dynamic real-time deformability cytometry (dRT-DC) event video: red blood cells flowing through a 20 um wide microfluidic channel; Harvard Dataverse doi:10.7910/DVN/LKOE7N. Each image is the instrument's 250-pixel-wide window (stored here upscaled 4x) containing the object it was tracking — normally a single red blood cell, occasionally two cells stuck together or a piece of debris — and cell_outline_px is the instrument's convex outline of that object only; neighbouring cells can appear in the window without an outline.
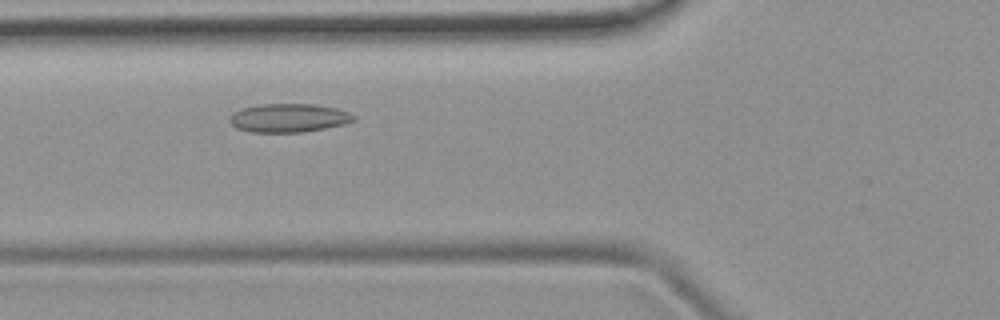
{"species": "common noctule bat (a hibernating species)", "species_latin": "Nyctalus noctula", "temperature_condition": "room temperature", "stored_images_in_passage": 31, "camera_frame_rate_fps": 3000, "um_per_image_px": 0.085, "animal": {"sex": "female", "body_mass_g": 19.9}, "frame": {"image": 1, "passage_image": 3, "time_ms": 0.667, "image_size_px": [1000, 320], "cell_outline_px": [[356, 120], [344, 124], [304, 132], [252, 132], [236, 128], [228, 120], [236, 112], [244, 108], [260, 104], [312, 104], [336, 108], [348, 112], [356, 116]], "centroid_in_image_um": [24.57, 10.03], "position_along_channel_um": 101.2, "area_um2": 20.46}}
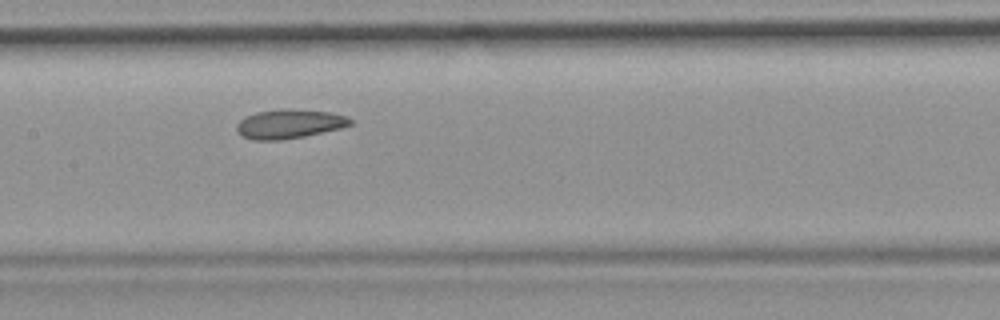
{"frame": {"image": 2, "passage_image": 9, "time_ms": 2.667, "image_size_px": [1000, 320], "cell_outline_px": [[352, 124], [340, 128], [304, 136], [280, 140], [252, 140], [236, 132], [236, 124], [244, 116], [256, 112], [284, 108], [296, 108], [332, 112], [348, 116], [352, 120]], "centroid_in_image_um": [24.58, 10.51], "position_along_channel_um": 182.8, "area_um2": 19.59}}
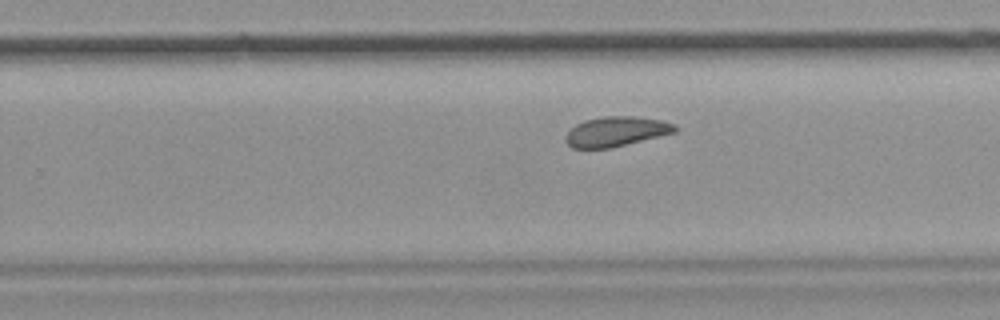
{"frame": {"image": 3, "passage_image": 16, "time_ms": 5.0, "image_size_px": [1000, 320], "cell_outline_px": [[676, 132], [612, 148], [572, 148], [564, 140], [564, 136], [576, 124], [584, 120], [604, 116], [632, 116], [660, 120], [676, 124]], "centroid_in_image_um": [52.35, 11.18], "position_along_channel_um": 277.4, "area_um2": 19.02}}